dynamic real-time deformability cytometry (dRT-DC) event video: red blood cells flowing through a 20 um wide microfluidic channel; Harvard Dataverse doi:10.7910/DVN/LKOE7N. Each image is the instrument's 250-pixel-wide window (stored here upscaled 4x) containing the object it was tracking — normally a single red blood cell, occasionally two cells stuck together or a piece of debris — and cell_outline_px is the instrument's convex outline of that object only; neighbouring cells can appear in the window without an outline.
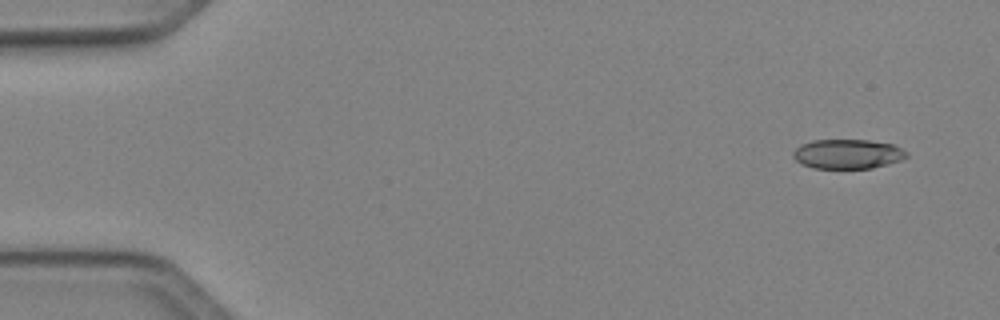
{"species": "Egyptian fruit bat (a non-hibernating species)", "species_latin": "Rousettus aegyptiacus", "temperature_condition": "cold", "stored_images_in_passage": 48, "camera_frame_rate_fps": 3000, "um_per_image_px": 0.085, "animal": {"sex": "female"}, "frame": {"image": 1, "passage_image": 1, "time_ms": 0.0, "image_size_px": [1000, 320], "cell_outline_px": [[908, 156], [900, 160], [888, 164], [872, 168], [812, 168], [800, 164], [792, 156], [792, 152], [800, 144], [812, 140], [868, 140], [892, 144], [908, 152]], "centroid_in_image_um": [72.01, 13.09], "position_along_channel_um": 13.0, "area_um2": 19.59}}
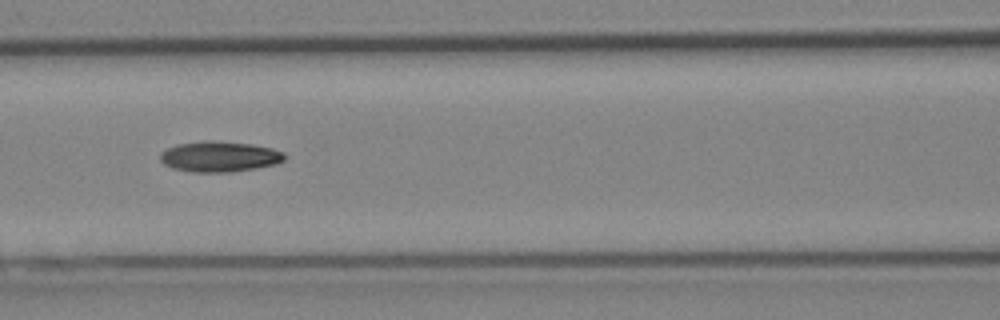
{"frame": {"image": 2, "passage_image": 20, "time_ms": 6.333, "image_size_px": [1000, 320], "cell_outline_px": [[284, 160], [276, 164], [256, 168], [232, 172], [192, 172], [172, 168], [164, 164], [160, 160], [160, 152], [176, 144], [204, 140], [212, 140], [252, 144], [272, 148], [284, 152]], "centroid_in_image_um": [18.64, 13.3], "position_along_channel_um": 148.0, "area_um2": 22.31}}
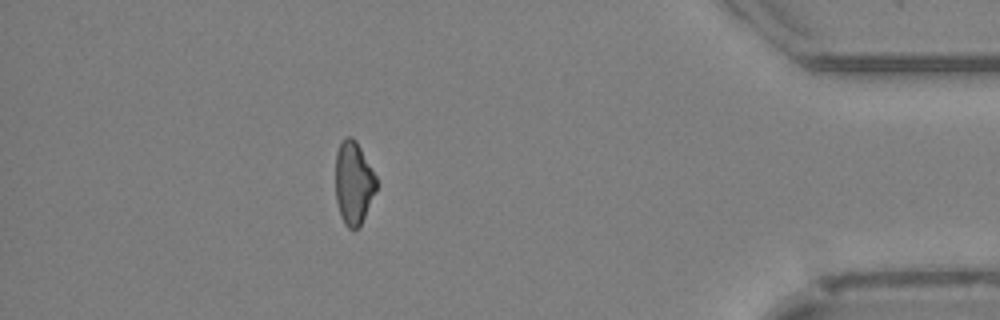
{"frame": {"image": 3, "passage_image": 42, "time_ms": 13.667, "image_size_px": [1000, 320], "cell_outline_px": [[376, 188], [360, 228], [352, 232], [344, 224], [340, 216], [336, 200], [336, 152], [344, 136], [352, 136], [356, 140], [376, 176]], "centroid_in_image_um": [30.04, 15.58], "position_along_channel_um": 405.2, "area_um2": 19.88}, "authors_computed_cell_mechanics": {"area_um2": 20.9814, "velocity_mm_per_s": 4.1163, "shape_relaxation_time_tau1_ms": 4.5033, "shape_relaxation_time_tau2_ms": 8.0525, "deformation_change_tau1": 0.1539, "deformation_change_tau2": 0.1778}}